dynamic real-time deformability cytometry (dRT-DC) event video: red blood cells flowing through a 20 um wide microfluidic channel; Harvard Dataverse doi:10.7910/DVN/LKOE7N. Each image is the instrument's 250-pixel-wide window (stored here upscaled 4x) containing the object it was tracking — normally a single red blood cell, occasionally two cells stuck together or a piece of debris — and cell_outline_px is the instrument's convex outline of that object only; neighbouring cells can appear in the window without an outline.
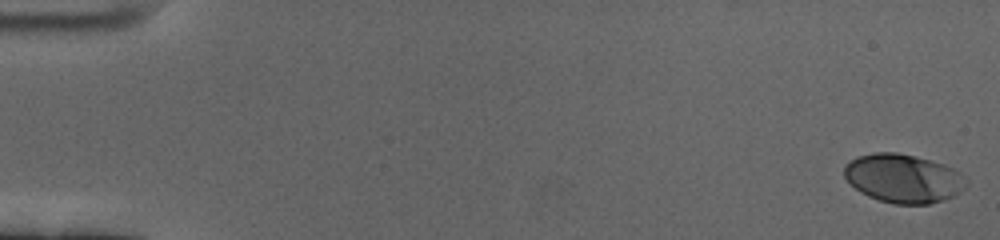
{"species": "human", "species_latin": "Homo sapiens", "temperature_condition": "cold", "stored_images_in_passage": 60, "camera_frame_rate_fps": 3000, "um_per_image_px": 0.085, "donor": {"sex": "female"}, "frame": {"image": 1, "passage_image": 1, "time_ms": 0.0, "image_size_px": [1000, 240], "cell_outline_px": [[968, 184], [960, 192], [944, 200], [928, 204], [892, 204], [868, 196], [860, 192], [844, 176], [844, 168], [852, 160], [860, 156], [876, 152], [896, 152], [916, 156], [944, 164], [960, 172], [968, 180]], "centroid_in_image_um": [76.82, 15.17], "position_along_channel_um": 8.2, "area_um2": 34.51}}
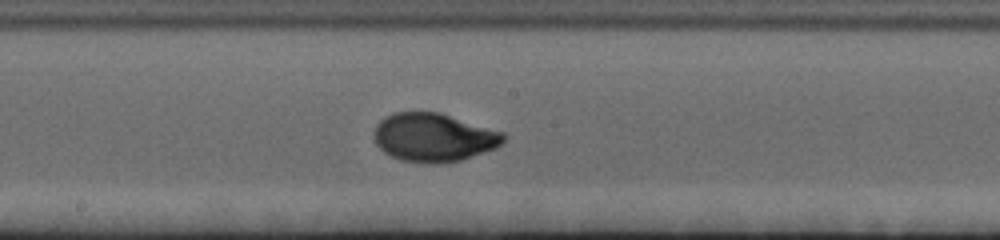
{"frame": {"image": 2, "passage_image": 33, "time_ms": 10.667, "image_size_px": [1000, 240], "cell_outline_px": [[504, 140], [496, 148], [460, 160], [440, 164], [428, 164], [400, 160], [384, 152], [376, 144], [376, 124], [384, 116], [392, 112], [440, 112], [504, 132]], "centroid_in_image_um": [36.86, 11.68], "position_along_channel_um": 211.3, "area_um2": 36.59}}
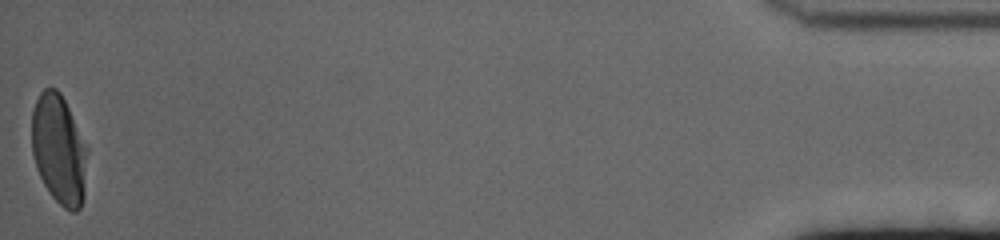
{"frame": {"image": 3, "passage_image": 60, "time_ms": 19.667, "image_size_px": [1000, 240], "cell_outline_px": [[88, 152], [84, 196], [80, 208], [76, 212], [72, 212], [64, 208], [52, 196], [44, 184], [36, 168], [32, 152], [32, 112], [36, 100], [40, 92], [44, 88], [56, 88], [60, 92], [88, 148]], "centroid_in_image_um": [5.02, 12.72], "position_along_channel_um": 430.2, "area_um2": 35.55}, "authors_computed_cell_mechanics": {"area_um2": 34.68, "velocity_mm_per_s": 3.4087, "shape_relaxation_time_tau1_ms": 3.8857, "shape_relaxation_time_tau2_ms": null, "deformation_change_tau1": 0.188, "deformation_change_tau2": null}}